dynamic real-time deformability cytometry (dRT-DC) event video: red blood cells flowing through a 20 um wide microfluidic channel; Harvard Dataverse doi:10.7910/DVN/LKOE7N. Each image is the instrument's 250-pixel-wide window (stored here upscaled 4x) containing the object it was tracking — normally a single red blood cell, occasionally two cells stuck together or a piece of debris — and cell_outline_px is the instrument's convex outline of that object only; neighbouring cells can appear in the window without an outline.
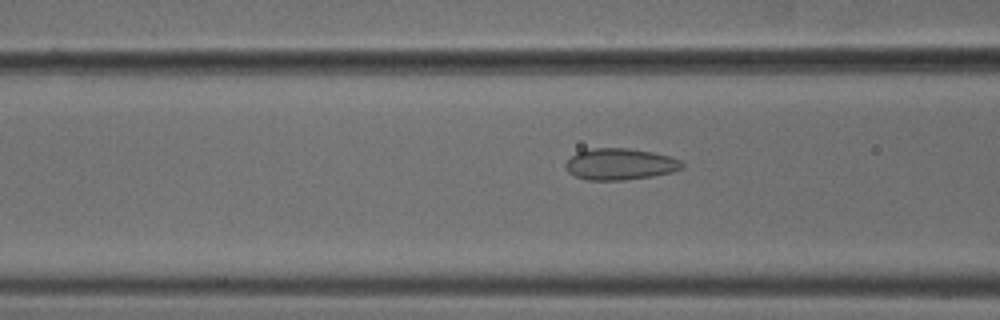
{"species": "common noctule bat (a hibernating species)", "species_latin": "Nyctalus noctula", "temperature_condition": "cold", "stored_images_in_passage": 51, "camera_frame_rate_fps": 3000, "um_per_image_px": 0.085, "animal": {"sex": "male", "body_mass_g": 18.8}, "frame": {"image": 1, "passage_image": 19, "time_ms": 6.0, "image_size_px": [1000, 320], "cell_outline_px": [[684, 168], [672, 172], [652, 176], [624, 180], [588, 180], [576, 176], [568, 172], [564, 164], [576, 152], [592, 148], [628, 148], [652, 152], [668, 156], [680, 160], [684, 164]], "centroid_in_image_um": [52.7, 13.95], "position_along_channel_um": 113.9, "area_um2": 21.33}}
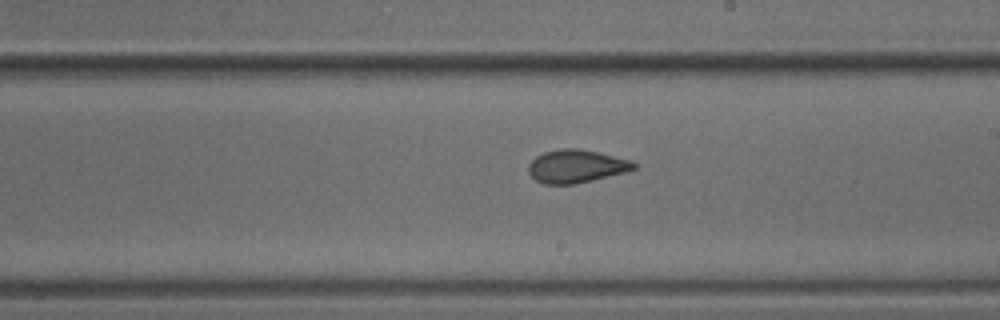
{"frame": {"image": 2, "passage_image": 29, "time_ms": 9.333, "image_size_px": [1000, 320], "cell_outline_px": [[636, 168], [624, 172], [592, 180], [572, 184], [544, 184], [536, 180], [528, 172], [528, 164], [536, 156], [544, 152], [560, 148], [576, 148], [596, 152], [632, 160], [636, 164]], "centroid_in_image_um": [48.95, 14.12], "position_along_channel_um": 240.0, "area_um2": 20.11}}
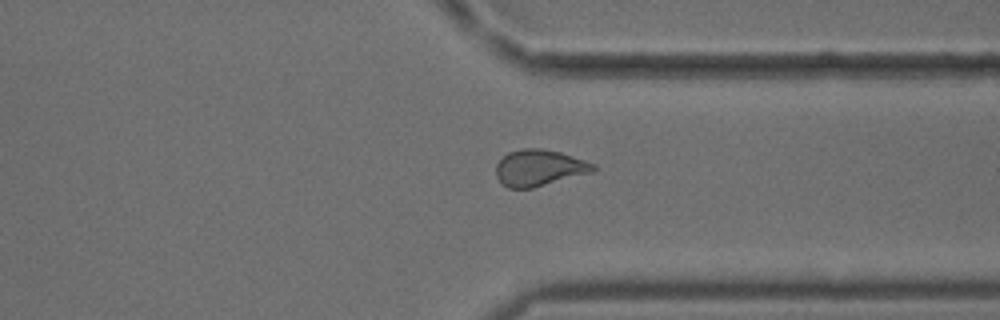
{"frame": {"image": 3, "passage_image": 39, "time_ms": 12.667, "image_size_px": [1000, 320], "cell_outline_px": [[596, 168], [592, 172], [532, 188], [508, 188], [496, 176], [496, 164], [508, 152], [520, 148], [540, 148], [560, 152], [596, 164]], "centroid_in_image_um": [45.82, 14.25], "position_along_channel_um": 365.6, "area_um2": 20.46}, "authors_computed_cell_mechanics": {"area_um2": 20.8658, "velocity_mm_per_s": 3.7778, "shape_relaxation_time_tau1_ms": null, "shape_relaxation_time_tau2_ms": 1.0455, "deformation_change_tau1": null, "deformation_change_tau2": 0.0793}}